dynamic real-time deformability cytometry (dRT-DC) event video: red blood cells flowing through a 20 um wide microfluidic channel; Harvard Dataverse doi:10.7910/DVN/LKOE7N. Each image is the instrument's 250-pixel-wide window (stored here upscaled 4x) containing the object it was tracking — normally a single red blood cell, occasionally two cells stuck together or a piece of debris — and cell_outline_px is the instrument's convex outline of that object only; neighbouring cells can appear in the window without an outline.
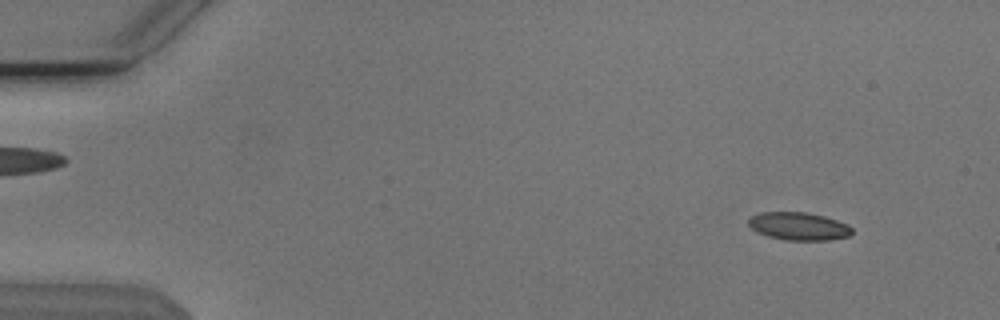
{"species": "Egyptian fruit bat (a non-hibernating species)", "species_latin": "Rousettus aegyptiacus", "temperature_condition": "cold", "stored_images_in_passage": 54, "camera_frame_rate_fps": 3000, "um_per_image_px": 0.085, "animal": {"sex": "male"}, "frame": {"image": 1, "passage_image": 5, "time_ms": 1.333, "image_size_px": [1000, 320], "cell_outline_px": [[852, 232], [848, 236], [828, 240], [784, 240], [768, 236], [756, 232], [748, 224], [748, 216], [760, 212], [808, 212], [824, 216], [848, 224], [852, 228]], "centroid_in_image_um": [67.85, 19.22], "position_along_channel_um": 17.1, "area_um2": 16.94}}
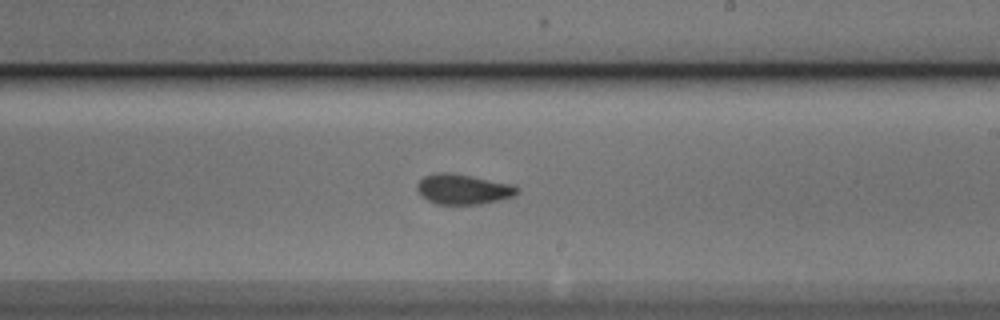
{"frame": {"image": 2, "passage_image": 32, "time_ms": 10.333, "image_size_px": [1000, 320], "cell_outline_px": [[520, 188], [516, 196], [500, 200], [480, 204], [436, 204], [428, 200], [416, 188], [416, 184], [424, 176], [436, 172], [448, 172], [516, 184]], "centroid_in_image_um": [39.43, 16.07], "position_along_channel_um": 249.6, "area_um2": 17.74}}
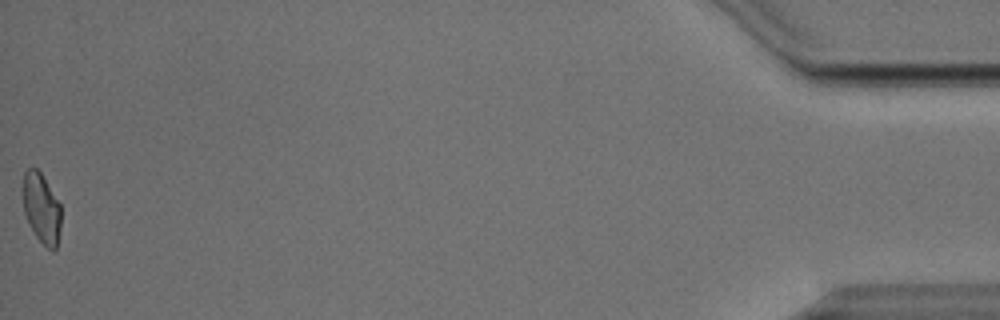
{"frame": {"image": 3, "passage_image": 54, "time_ms": 17.667, "image_size_px": [1000, 320], "cell_outline_px": [[60, 228], [56, 248], [52, 252], [36, 236], [28, 224], [24, 212], [20, 188], [24, 172], [28, 168], [36, 168], [40, 172], [60, 204]], "centroid_in_image_um": [3.47, 17.67], "position_along_channel_um": 431.7, "area_um2": 15.78}, "authors_computed_cell_mechanics": {"area_um2": 17.1088, "velocity_mm_per_s": 3.8099, "shape_relaxation_time_tau1_ms": null, "shape_relaxation_time_tau2_ms": 1.1301, "deformation_change_tau1": null, "deformation_change_tau2": 0.051}}